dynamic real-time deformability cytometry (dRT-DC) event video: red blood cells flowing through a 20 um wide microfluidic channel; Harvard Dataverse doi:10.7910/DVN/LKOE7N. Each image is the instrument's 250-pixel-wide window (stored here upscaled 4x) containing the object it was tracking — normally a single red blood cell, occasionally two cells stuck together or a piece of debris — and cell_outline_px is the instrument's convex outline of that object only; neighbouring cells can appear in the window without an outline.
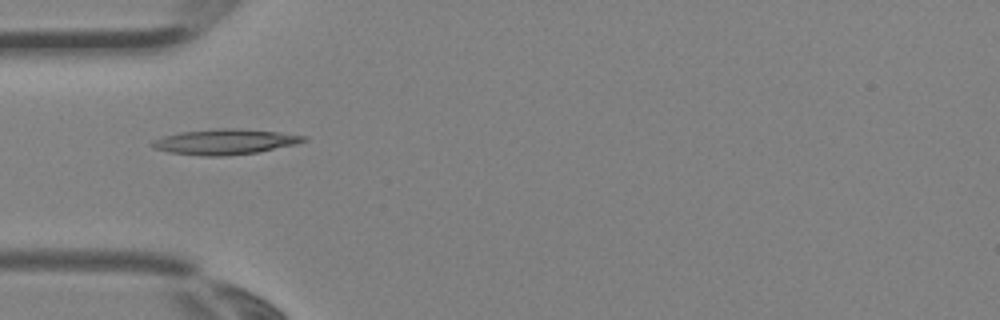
{"species": "Egyptian fruit bat (a non-hibernating species)", "species_latin": "Rousettus aegyptiacus", "temperature_condition": "room temperature", "stored_images_in_passage": 3, "camera_frame_rate_fps": 3000, "um_per_image_px": 0.085, "animal": {"sex": "female"}, "frame": {"image": 1, "passage_image": 3, "time_ms": 0.667, "image_size_px": [1000, 320], "cell_outline_px": [[308, 140], [296, 144], [260, 152], [228, 156], [204, 156], [168, 152], [152, 148], [148, 144], [164, 136], [180, 132], [224, 128], [232, 128], [280, 132], [308, 136]], "centroid_in_image_um": [19.15, 12.06], "position_along_channel_um": 65.8, "area_um2": 22.48}}